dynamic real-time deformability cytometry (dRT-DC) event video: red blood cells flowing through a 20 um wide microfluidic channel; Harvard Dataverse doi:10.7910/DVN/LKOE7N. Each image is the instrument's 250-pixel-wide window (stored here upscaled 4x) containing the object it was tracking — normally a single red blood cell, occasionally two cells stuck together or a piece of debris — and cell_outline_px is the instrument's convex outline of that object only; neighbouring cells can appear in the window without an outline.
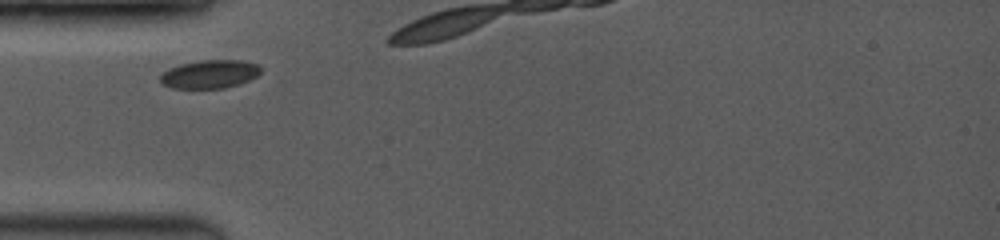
{"species": "common noctule bat (a hibernating species)", "species_latin": "Nyctalus noctula", "temperature_condition": "room temperature", "stored_images_in_passage": 3, "camera_frame_rate_fps": 3500, "um_per_image_px": 0.085, "animal": {"sex": "female", "body_mass_g": 19.0, "forearm_length_mm": 53.3}, "frame": {"image": 1, "passage_image": 1, "time_ms": 0.0, "image_size_px": [1000, 240], "cell_outline_px": [[260, 72], [256, 76], [240, 84], [224, 88], [172, 88], [164, 84], [160, 80], [160, 76], [168, 68], [180, 64], [196, 60], [244, 60], [260, 64]], "centroid_in_image_um": [17.84, 6.28], "position_along_channel_um": 67.2, "area_um2": 16.7}}